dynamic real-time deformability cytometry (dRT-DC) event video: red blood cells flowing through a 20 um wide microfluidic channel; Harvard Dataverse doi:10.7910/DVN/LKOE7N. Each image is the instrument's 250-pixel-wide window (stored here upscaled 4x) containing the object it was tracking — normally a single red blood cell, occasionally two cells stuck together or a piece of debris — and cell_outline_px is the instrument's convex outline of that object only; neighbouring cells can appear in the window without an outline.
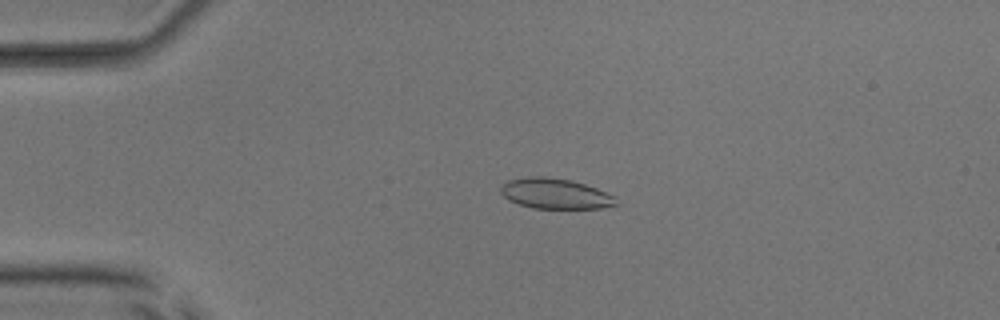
{"species": "common noctule bat (a hibernating species)", "species_latin": "Nyctalus noctula", "temperature_condition": "room temperature", "stored_images_in_passage": 53, "camera_frame_rate_fps": 3000, "um_per_image_px": 0.085, "animal": {"sex": "male", "body_mass_g": 17.9, "forearm_length_mm": 54.2}, "frame": {"image": 1, "passage_image": 13, "time_ms": 4.0, "image_size_px": [1000, 320], "cell_outline_px": [[620, 204], [600, 208], [532, 208], [508, 200], [500, 192], [500, 188], [508, 180], [528, 176], [544, 176], [572, 180], [596, 188], [616, 196]], "centroid_in_image_um": [47.22, 16.45], "position_along_channel_um": 37.8, "area_um2": 20.52}}
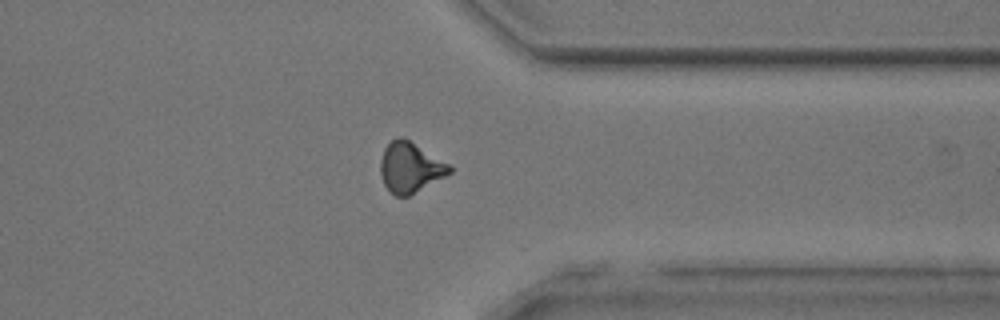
{"frame": {"image": 2, "passage_image": 42, "time_ms": 13.667, "image_size_px": [1000, 320], "cell_outline_px": [[452, 172], [408, 196], [396, 196], [384, 184], [380, 172], [380, 160], [384, 148], [396, 136], [404, 136], [452, 164]], "centroid_in_image_um": [34.89, 14.18], "position_along_channel_um": 376.5, "area_um2": 20.46}}
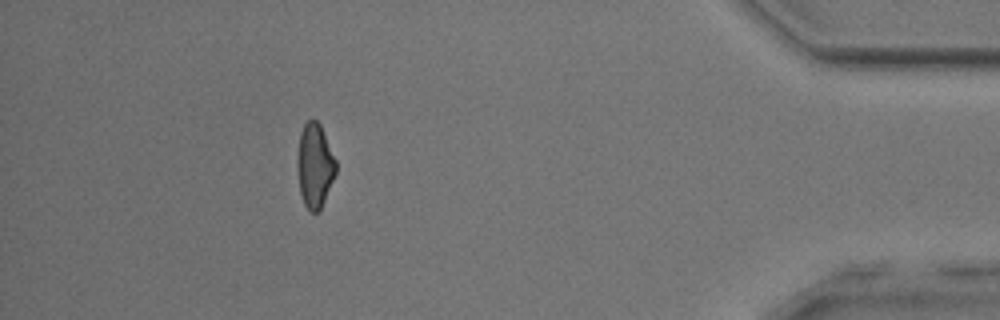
{"frame": {"image": 3, "passage_image": 48, "time_ms": 15.667, "image_size_px": [1000, 320], "cell_outline_px": [[336, 172], [320, 212], [308, 212], [304, 204], [300, 192], [296, 168], [296, 160], [300, 132], [304, 124], [308, 120], [316, 120], [320, 124], [336, 160]], "centroid_in_image_um": [26.73, 14.1], "position_along_channel_um": 408.5, "area_um2": 19.19}, "authors_computed_cell_mechanics": {"area_um2": 20.0566, "velocity_mm_per_s": 3.9606, "shape_relaxation_time_tau1_ms": 6.2091, "shape_relaxation_time_tau2_ms": 1.7394, "deformation_change_tau1": 0.1461, "deformation_change_tau2": 0.0872}}